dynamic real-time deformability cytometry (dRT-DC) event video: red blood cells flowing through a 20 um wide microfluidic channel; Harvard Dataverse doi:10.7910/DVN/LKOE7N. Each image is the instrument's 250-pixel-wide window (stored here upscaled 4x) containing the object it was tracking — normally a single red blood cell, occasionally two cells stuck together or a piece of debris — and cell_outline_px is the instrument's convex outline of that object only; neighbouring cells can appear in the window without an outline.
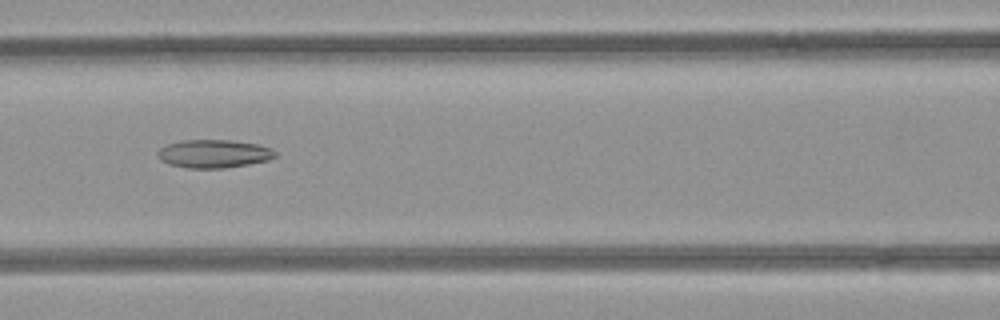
{"species": "common noctule bat (a hibernating species)", "species_latin": "Nyctalus noctula", "temperature_condition": "room temperature", "stored_images_in_passage": 39, "camera_frame_rate_fps": 3000, "um_per_image_px": 0.085, "animal": {"sex": "female", "body_mass_g": 21.9}, "frame": {"image": 1, "passage_image": 10, "time_ms": 3.0, "image_size_px": [1000, 320], "cell_outline_px": [[276, 156], [268, 160], [248, 164], [224, 168], [188, 168], [168, 164], [160, 160], [156, 156], [156, 152], [160, 148], [168, 144], [180, 140], [228, 140], [256, 144], [272, 148], [276, 152]], "centroid_in_image_um": [18.13, 13.07], "position_along_channel_um": 148.5, "area_um2": 19.36}}
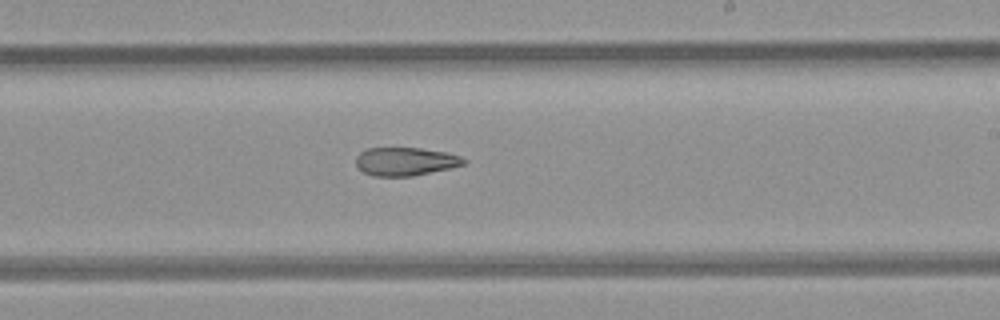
{"frame": {"image": 2, "passage_image": 18, "time_ms": 5.667, "image_size_px": [1000, 320], "cell_outline_px": [[468, 160], [464, 164], [448, 168], [412, 176], [372, 176], [364, 172], [356, 164], [356, 156], [360, 152], [368, 148], [420, 148], [444, 152], [460, 156]], "centroid_in_image_um": [34.44, 13.72], "position_along_channel_um": 254.6, "area_um2": 17.57}}
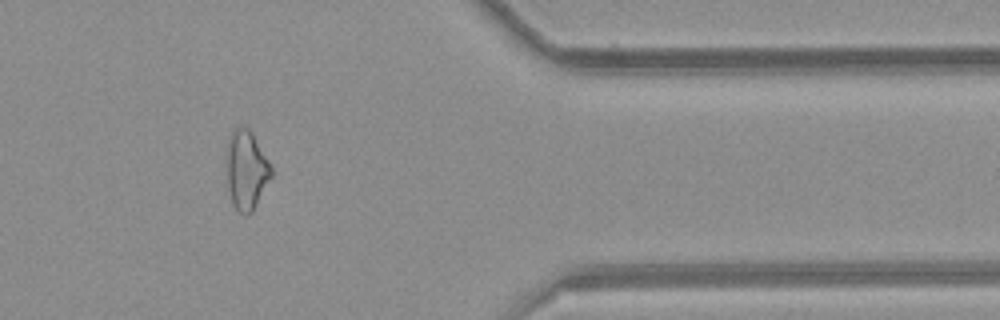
{"frame": {"image": 3, "passage_image": 30, "time_ms": 9.667, "image_size_px": [1000, 320], "cell_outline_px": [[272, 176], [252, 212], [244, 216], [232, 204], [228, 188], [228, 136], [236, 124], [244, 124], [252, 132], [272, 168]], "centroid_in_image_um": [20.94, 14.41], "position_along_channel_um": 390.5, "area_um2": 20.52}, "authors_computed_cell_mechanics": {"area_um2": 19.9988, "velocity_mm_per_s": 3.9932, "shape_relaxation_time_tau1_ms": null, "shape_relaxation_time_tau2_ms": 6.4058, "deformation_change_tau1": null, "deformation_change_tau2": 0.179}}